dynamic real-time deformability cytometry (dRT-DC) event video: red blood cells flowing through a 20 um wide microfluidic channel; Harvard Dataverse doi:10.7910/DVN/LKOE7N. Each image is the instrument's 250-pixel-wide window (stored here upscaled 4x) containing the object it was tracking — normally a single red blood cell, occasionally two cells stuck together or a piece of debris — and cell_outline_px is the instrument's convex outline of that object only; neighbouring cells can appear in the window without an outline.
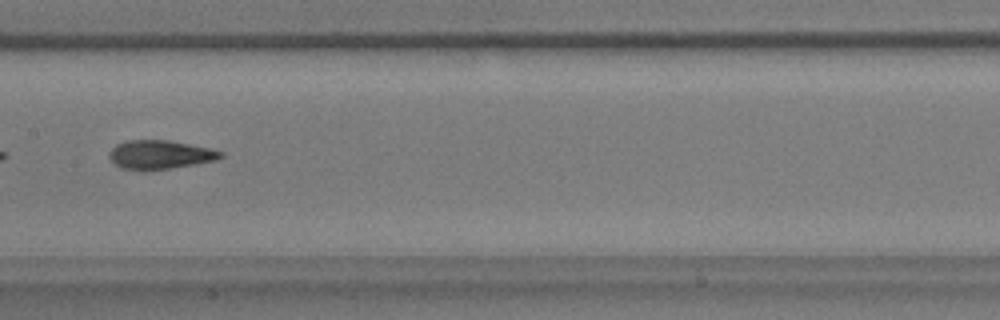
{"species": "common noctule bat (a hibernating species)", "species_latin": "Nyctalus noctula", "temperature_condition": "warm", "stored_images_in_passage": 27, "camera_frame_rate_fps": 3000, "um_per_image_px": 0.085, "animal": {"sex": "male", "body_mass_g": 17.9}, "frame": {"image": 1, "passage_image": 16, "time_ms": 5.0, "image_size_px": [1000, 320], "cell_outline_px": [[224, 156], [216, 160], [196, 164], [144, 172], [120, 168], [108, 156], [108, 152], [116, 144], [128, 140], [168, 140], [212, 148], [224, 152]], "centroid_in_image_um": [13.6, 13.16], "position_along_channel_um": 193.8, "area_um2": 19.07}}